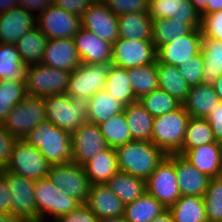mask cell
<instances>
[{
    "label": "cell",
    "instance_id": "obj_28",
    "mask_svg": "<svg viewBox=\"0 0 222 222\" xmlns=\"http://www.w3.org/2000/svg\"><path fill=\"white\" fill-rule=\"evenodd\" d=\"M156 66L158 72V88L166 91L182 104L187 98L190 85L183 78L178 67L161 62H156Z\"/></svg>",
    "mask_w": 222,
    "mask_h": 222
},
{
    "label": "cell",
    "instance_id": "obj_26",
    "mask_svg": "<svg viewBox=\"0 0 222 222\" xmlns=\"http://www.w3.org/2000/svg\"><path fill=\"white\" fill-rule=\"evenodd\" d=\"M90 184H106L119 170L117 155L114 148L97 154L83 165Z\"/></svg>",
    "mask_w": 222,
    "mask_h": 222
},
{
    "label": "cell",
    "instance_id": "obj_31",
    "mask_svg": "<svg viewBox=\"0 0 222 222\" xmlns=\"http://www.w3.org/2000/svg\"><path fill=\"white\" fill-rule=\"evenodd\" d=\"M125 106L105 90L88 99V122L99 125L124 111Z\"/></svg>",
    "mask_w": 222,
    "mask_h": 222
},
{
    "label": "cell",
    "instance_id": "obj_50",
    "mask_svg": "<svg viewBox=\"0 0 222 222\" xmlns=\"http://www.w3.org/2000/svg\"><path fill=\"white\" fill-rule=\"evenodd\" d=\"M16 138L6 131L2 123H0V161L6 165L9 161L12 147Z\"/></svg>",
    "mask_w": 222,
    "mask_h": 222
},
{
    "label": "cell",
    "instance_id": "obj_7",
    "mask_svg": "<svg viewBox=\"0 0 222 222\" xmlns=\"http://www.w3.org/2000/svg\"><path fill=\"white\" fill-rule=\"evenodd\" d=\"M70 73L63 69L42 63L27 66V94L39 98L56 94H66Z\"/></svg>",
    "mask_w": 222,
    "mask_h": 222
},
{
    "label": "cell",
    "instance_id": "obj_38",
    "mask_svg": "<svg viewBox=\"0 0 222 222\" xmlns=\"http://www.w3.org/2000/svg\"><path fill=\"white\" fill-rule=\"evenodd\" d=\"M201 52L204 56L203 82L212 83L222 74V41L202 35Z\"/></svg>",
    "mask_w": 222,
    "mask_h": 222
},
{
    "label": "cell",
    "instance_id": "obj_30",
    "mask_svg": "<svg viewBox=\"0 0 222 222\" xmlns=\"http://www.w3.org/2000/svg\"><path fill=\"white\" fill-rule=\"evenodd\" d=\"M104 90L124 106L138 101L128 77V69L124 67L111 64Z\"/></svg>",
    "mask_w": 222,
    "mask_h": 222
},
{
    "label": "cell",
    "instance_id": "obj_33",
    "mask_svg": "<svg viewBox=\"0 0 222 222\" xmlns=\"http://www.w3.org/2000/svg\"><path fill=\"white\" fill-rule=\"evenodd\" d=\"M166 208L147 191L134 202L125 205L127 222H152Z\"/></svg>",
    "mask_w": 222,
    "mask_h": 222
},
{
    "label": "cell",
    "instance_id": "obj_60",
    "mask_svg": "<svg viewBox=\"0 0 222 222\" xmlns=\"http://www.w3.org/2000/svg\"><path fill=\"white\" fill-rule=\"evenodd\" d=\"M99 222H127L124 216L120 217H107L100 219Z\"/></svg>",
    "mask_w": 222,
    "mask_h": 222
},
{
    "label": "cell",
    "instance_id": "obj_47",
    "mask_svg": "<svg viewBox=\"0 0 222 222\" xmlns=\"http://www.w3.org/2000/svg\"><path fill=\"white\" fill-rule=\"evenodd\" d=\"M201 31L206 38L222 41V10L203 15Z\"/></svg>",
    "mask_w": 222,
    "mask_h": 222
},
{
    "label": "cell",
    "instance_id": "obj_54",
    "mask_svg": "<svg viewBox=\"0 0 222 222\" xmlns=\"http://www.w3.org/2000/svg\"><path fill=\"white\" fill-rule=\"evenodd\" d=\"M222 10V0H208L207 7L200 13L201 16Z\"/></svg>",
    "mask_w": 222,
    "mask_h": 222
},
{
    "label": "cell",
    "instance_id": "obj_39",
    "mask_svg": "<svg viewBox=\"0 0 222 222\" xmlns=\"http://www.w3.org/2000/svg\"><path fill=\"white\" fill-rule=\"evenodd\" d=\"M213 142H216V140L207 119L190 117L187 122L182 148L177 154L183 155L188 149Z\"/></svg>",
    "mask_w": 222,
    "mask_h": 222
},
{
    "label": "cell",
    "instance_id": "obj_19",
    "mask_svg": "<svg viewBox=\"0 0 222 222\" xmlns=\"http://www.w3.org/2000/svg\"><path fill=\"white\" fill-rule=\"evenodd\" d=\"M79 54L81 63L102 64L111 63L112 44L100 39L91 31L81 27L72 38Z\"/></svg>",
    "mask_w": 222,
    "mask_h": 222
},
{
    "label": "cell",
    "instance_id": "obj_32",
    "mask_svg": "<svg viewBox=\"0 0 222 222\" xmlns=\"http://www.w3.org/2000/svg\"><path fill=\"white\" fill-rule=\"evenodd\" d=\"M106 185L125 205L134 202L147 191L144 179L122 171H118Z\"/></svg>",
    "mask_w": 222,
    "mask_h": 222
},
{
    "label": "cell",
    "instance_id": "obj_46",
    "mask_svg": "<svg viewBox=\"0 0 222 222\" xmlns=\"http://www.w3.org/2000/svg\"><path fill=\"white\" fill-rule=\"evenodd\" d=\"M116 15L149 11V0H103Z\"/></svg>",
    "mask_w": 222,
    "mask_h": 222
},
{
    "label": "cell",
    "instance_id": "obj_21",
    "mask_svg": "<svg viewBox=\"0 0 222 222\" xmlns=\"http://www.w3.org/2000/svg\"><path fill=\"white\" fill-rule=\"evenodd\" d=\"M41 63L72 72L81 64V60L73 39L59 38L48 39Z\"/></svg>",
    "mask_w": 222,
    "mask_h": 222
},
{
    "label": "cell",
    "instance_id": "obj_58",
    "mask_svg": "<svg viewBox=\"0 0 222 222\" xmlns=\"http://www.w3.org/2000/svg\"><path fill=\"white\" fill-rule=\"evenodd\" d=\"M0 222H25L23 219L13 214H0Z\"/></svg>",
    "mask_w": 222,
    "mask_h": 222
},
{
    "label": "cell",
    "instance_id": "obj_45",
    "mask_svg": "<svg viewBox=\"0 0 222 222\" xmlns=\"http://www.w3.org/2000/svg\"><path fill=\"white\" fill-rule=\"evenodd\" d=\"M204 56L202 52L196 54L190 60L180 64L178 69L183 78L190 85H198L203 82Z\"/></svg>",
    "mask_w": 222,
    "mask_h": 222
},
{
    "label": "cell",
    "instance_id": "obj_23",
    "mask_svg": "<svg viewBox=\"0 0 222 222\" xmlns=\"http://www.w3.org/2000/svg\"><path fill=\"white\" fill-rule=\"evenodd\" d=\"M175 172L181 196L205 195L210 177L198 171L179 154H175Z\"/></svg>",
    "mask_w": 222,
    "mask_h": 222
},
{
    "label": "cell",
    "instance_id": "obj_15",
    "mask_svg": "<svg viewBox=\"0 0 222 222\" xmlns=\"http://www.w3.org/2000/svg\"><path fill=\"white\" fill-rule=\"evenodd\" d=\"M71 135L72 162L81 166L109 148L97 124L87 122Z\"/></svg>",
    "mask_w": 222,
    "mask_h": 222
},
{
    "label": "cell",
    "instance_id": "obj_35",
    "mask_svg": "<svg viewBox=\"0 0 222 222\" xmlns=\"http://www.w3.org/2000/svg\"><path fill=\"white\" fill-rule=\"evenodd\" d=\"M26 69L15 44L0 43V80L26 81Z\"/></svg>",
    "mask_w": 222,
    "mask_h": 222
},
{
    "label": "cell",
    "instance_id": "obj_48",
    "mask_svg": "<svg viewBox=\"0 0 222 222\" xmlns=\"http://www.w3.org/2000/svg\"><path fill=\"white\" fill-rule=\"evenodd\" d=\"M99 220L85 204H81L70 213L61 215L53 222H99Z\"/></svg>",
    "mask_w": 222,
    "mask_h": 222
},
{
    "label": "cell",
    "instance_id": "obj_42",
    "mask_svg": "<svg viewBox=\"0 0 222 222\" xmlns=\"http://www.w3.org/2000/svg\"><path fill=\"white\" fill-rule=\"evenodd\" d=\"M27 95L26 81L0 80V123Z\"/></svg>",
    "mask_w": 222,
    "mask_h": 222
},
{
    "label": "cell",
    "instance_id": "obj_43",
    "mask_svg": "<svg viewBox=\"0 0 222 222\" xmlns=\"http://www.w3.org/2000/svg\"><path fill=\"white\" fill-rule=\"evenodd\" d=\"M138 101L153 117L169 113L181 105L173 96L159 88L142 96Z\"/></svg>",
    "mask_w": 222,
    "mask_h": 222
},
{
    "label": "cell",
    "instance_id": "obj_5",
    "mask_svg": "<svg viewBox=\"0 0 222 222\" xmlns=\"http://www.w3.org/2000/svg\"><path fill=\"white\" fill-rule=\"evenodd\" d=\"M37 222H53L81 205L55 186L48 177L35 181ZM51 220V221H50Z\"/></svg>",
    "mask_w": 222,
    "mask_h": 222
},
{
    "label": "cell",
    "instance_id": "obj_41",
    "mask_svg": "<svg viewBox=\"0 0 222 222\" xmlns=\"http://www.w3.org/2000/svg\"><path fill=\"white\" fill-rule=\"evenodd\" d=\"M128 77L137 99L158 89V72L156 63L129 68Z\"/></svg>",
    "mask_w": 222,
    "mask_h": 222
},
{
    "label": "cell",
    "instance_id": "obj_8",
    "mask_svg": "<svg viewBox=\"0 0 222 222\" xmlns=\"http://www.w3.org/2000/svg\"><path fill=\"white\" fill-rule=\"evenodd\" d=\"M49 168L50 164L39 149L23 139H16L9 161L5 165V171L34 181L46 178Z\"/></svg>",
    "mask_w": 222,
    "mask_h": 222
},
{
    "label": "cell",
    "instance_id": "obj_10",
    "mask_svg": "<svg viewBox=\"0 0 222 222\" xmlns=\"http://www.w3.org/2000/svg\"><path fill=\"white\" fill-rule=\"evenodd\" d=\"M146 189L166 209L181 197L175 172V154H168L150 174Z\"/></svg>",
    "mask_w": 222,
    "mask_h": 222
},
{
    "label": "cell",
    "instance_id": "obj_27",
    "mask_svg": "<svg viewBox=\"0 0 222 222\" xmlns=\"http://www.w3.org/2000/svg\"><path fill=\"white\" fill-rule=\"evenodd\" d=\"M119 37L131 40H151L152 19L148 12L118 16Z\"/></svg>",
    "mask_w": 222,
    "mask_h": 222
},
{
    "label": "cell",
    "instance_id": "obj_18",
    "mask_svg": "<svg viewBox=\"0 0 222 222\" xmlns=\"http://www.w3.org/2000/svg\"><path fill=\"white\" fill-rule=\"evenodd\" d=\"M151 19L170 18L201 29L202 16L189 0H149Z\"/></svg>",
    "mask_w": 222,
    "mask_h": 222
},
{
    "label": "cell",
    "instance_id": "obj_61",
    "mask_svg": "<svg viewBox=\"0 0 222 222\" xmlns=\"http://www.w3.org/2000/svg\"><path fill=\"white\" fill-rule=\"evenodd\" d=\"M5 170V165L0 161V173Z\"/></svg>",
    "mask_w": 222,
    "mask_h": 222
},
{
    "label": "cell",
    "instance_id": "obj_17",
    "mask_svg": "<svg viewBox=\"0 0 222 222\" xmlns=\"http://www.w3.org/2000/svg\"><path fill=\"white\" fill-rule=\"evenodd\" d=\"M202 31L193 29L190 33L177 38L157 49V62L178 67L201 52Z\"/></svg>",
    "mask_w": 222,
    "mask_h": 222
},
{
    "label": "cell",
    "instance_id": "obj_34",
    "mask_svg": "<svg viewBox=\"0 0 222 222\" xmlns=\"http://www.w3.org/2000/svg\"><path fill=\"white\" fill-rule=\"evenodd\" d=\"M47 41V36L38 27H35L19 38L15 43V47L26 66L42 62Z\"/></svg>",
    "mask_w": 222,
    "mask_h": 222
},
{
    "label": "cell",
    "instance_id": "obj_20",
    "mask_svg": "<svg viewBox=\"0 0 222 222\" xmlns=\"http://www.w3.org/2000/svg\"><path fill=\"white\" fill-rule=\"evenodd\" d=\"M37 27L36 14L16 7L0 13V43L15 44L25 33Z\"/></svg>",
    "mask_w": 222,
    "mask_h": 222
},
{
    "label": "cell",
    "instance_id": "obj_52",
    "mask_svg": "<svg viewBox=\"0 0 222 222\" xmlns=\"http://www.w3.org/2000/svg\"><path fill=\"white\" fill-rule=\"evenodd\" d=\"M19 7L24 8L27 12L38 15L43 12L50 4L53 3V0H18ZM35 12V13H34Z\"/></svg>",
    "mask_w": 222,
    "mask_h": 222
},
{
    "label": "cell",
    "instance_id": "obj_13",
    "mask_svg": "<svg viewBox=\"0 0 222 222\" xmlns=\"http://www.w3.org/2000/svg\"><path fill=\"white\" fill-rule=\"evenodd\" d=\"M157 62V48L152 40L118 37L112 44L111 64L129 69Z\"/></svg>",
    "mask_w": 222,
    "mask_h": 222
},
{
    "label": "cell",
    "instance_id": "obj_14",
    "mask_svg": "<svg viewBox=\"0 0 222 222\" xmlns=\"http://www.w3.org/2000/svg\"><path fill=\"white\" fill-rule=\"evenodd\" d=\"M37 27L48 39L73 38L81 29V17L50 4L36 15Z\"/></svg>",
    "mask_w": 222,
    "mask_h": 222
},
{
    "label": "cell",
    "instance_id": "obj_59",
    "mask_svg": "<svg viewBox=\"0 0 222 222\" xmlns=\"http://www.w3.org/2000/svg\"><path fill=\"white\" fill-rule=\"evenodd\" d=\"M193 6L201 13L206 7L208 0H189Z\"/></svg>",
    "mask_w": 222,
    "mask_h": 222
},
{
    "label": "cell",
    "instance_id": "obj_16",
    "mask_svg": "<svg viewBox=\"0 0 222 222\" xmlns=\"http://www.w3.org/2000/svg\"><path fill=\"white\" fill-rule=\"evenodd\" d=\"M82 27L113 44L119 37L118 16L103 0H96L81 16Z\"/></svg>",
    "mask_w": 222,
    "mask_h": 222
},
{
    "label": "cell",
    "instance_id": "obj_29",
    "mask_svg": "<svg viewBox=\"0 0 222 222\" xmlns=\"http://www.w3.org/2000/svg\"><path fill=\"white\" fill-rule=\"evenodd\" d=\"M125 117L133 141H151L154 117L139 103H131L124 108Z\"/></svg>",
    "mask_w": 222,
    "mask_h": 222
},
{
    "label": "cell",
    "instance_id": "obj_44",
    "mask_svg": "<svg viewBox=\"0 0 222 222\" xmlns=\"http://www.w3.org/2000/svg\"><path fill=\"white\" fill-rule=\"evenodd\" d=\"M208 222H222V177L210 178L203 196Z\"/></svg>",
    "mask_w": 222,
    "mask_h": 222
},
{
    "label": "cell",
    "instance_id": "obj_22",
    "mask_svg": "<svg viewBox=\"0 0 222 222\" xmlns=\"http://www.w3.org/2000/svg\"><path fill=\"white\" fill-rule=\"evenodd\" d=\"M85 205L99 219L124 216L125 204L106 184L91 185Z\"/></svg>",
    "mask_w": 222,
    "mask_h": 222
},
{
    "label": "cell",
    "instance_id": "obj_62",
    "mask_svg": "<svg viewBox=\"0 0 222 222\" xmlns=\"http://www.w3.org/2000/svg\"><path fill=\"white\" fill-rule=\"evenodd\" d=\"M221 156H222V148H221ZM220 177H222V158H221Z\"/></svg>",
    "mask_w": 222,
    "mask_h": 222
},
{
    "label": "cell",
    "instance_id": "obj_4",
    "mask_svg": "<svg viewBox=\"0 0 222 222\" xmlns=\"http://www.w3.org/2000/svg\"><path fill=\"white\" fill-rule=\"evenodd\" d=\"M189 118L182 104L169 113L154 117L151 142L167 155L177 154L182 148Z\"/></svg>",
    "mask_w": 222,
    "mask_h": 222
},
{
    "label": "cell",
    "instance_id": "obj_37",
    "mask_svg": "<svg viewBox=\"0 0 222 222\" xmlns=\"http://www.w3.org/2000/svg\"><path fill=\"white\" fill-rule=\"evenodd\" d=\"M152 29L151 40L157 49L193 30L189 24L170 18L153 19Z\"/></svg>",
    "mask_w": 222,
    "mask_h": 222
},
{
    "label": "cell",
    "instance_id": "obj_53",
    "mask_svg": "<svg viewBox=\"0 0 222 222\" xmlns=\"http://www.w3.org/2000/svg\"><path fill=\"white\" fill-rule=\"evenodd\" d=\"M0 214H11V193L0 175Z\"/></svg>",
    "mask_w": 222,
    "mask_h": 222
},
{
    "label": "cell",
    "instance_id": "obj_9",
    "mask_svg": "<svg viewBox=\"0 0 222 222\" xmlns=\"http://www.w3.org/2000/svg\"><path fill=\"white\" fill-rule=\"evenodd\" d=\"M0 175L11 193V214L25 222H37L35 181L5 170Z\"/></svg>",
    "mask_w": 222,
    "mask_h": 222
},
{
    "label": "cell",
    "instance_id": "obj_6",
    "mask_svg": "<svg viewBox=\"0 0 222 222\" xmlns=\"http://www.w3.org/2000/svg\"><path fill=\"white\" fill-rule=\"evenodd\" d=\"M46 120L44 98L27 95L12 108L2 124L16 139H24L38 124Z\"/></svg>",
    "mask_w": 222,
    "mask_h": 222
},
{
    "label": "cell",
    "instance_id": "obj_56",
    "mask_svg": "<svg viewBox=\"0 0 222 222\" xmlns=\"http://www.w3.org/2000/svg\"><path fill=\"white\" fill-rule=\"evenodd\" d=\"M152 222H174V221L171 212L168 209H166L164 212L158 215Z\"/></svg>",
    "mask_w": 222,
    "mask_h": 222
},
{
    "label": "cell",
    "instance_id": "obj_12",
    "mask_svg": "<svg viewBox=\"0 0 222 222\" xmlns=\"http://www.w3.org/2000/svg\"><path fill=\"white\" fill-rule=\"evenodd\" d=\"M47 177L80 204L86 203L91 184L83 166L74 162L50 165Z\"/></svg>",
    "mask_w": 222,
    "mask_h": 222
},
{
    "label": "cell",
    "instance_id": "obj_49",
    "mask_svg": "<svg viewBox=\"0 0 222 222\" xmlns=\"http://www.w3.org/2000/svg\"><path fill=\"white\" fill-rule=\"evenodd\" d=\"M95 1L96 0H53V4L81 17L85 10Z\"/></svg>",
    "mask_w": 222,
    "mask_h": 222
},
{
    "label": "cell",
    "instance_id": "obj_51",
    "mask_svg": "<svg viewBox=\"0 0 222 222\" xmlns=\"http://www.w3.org/2000/svg\"><path fill=\"white\" fill-rule=\"evenodd\" d=\"M211 126L216 142L222 143V102L206 117Z\"/></svg>",
    "mask_w": 222,
    "mask_h": 222
},
{
    "label": "cell",
    "instance_id": "obj_24",
    "mask_svg": "<svg viewBox=\"0 0 222 222\" xmlns=\"http://www.w3.org/2000/svg\"><path fill=\"white\" fill-rule=\"evenodd\" d=\"M220 103L212 83L202 82L190 86L187 98L182 103L190 117L206 118Z\"/></svg>",
    "mask_w": 222,
    "mask_h": 222
},
{
    "label": "cell",
    "instance_id": "obj_55",
    "mask_svg": "<svg viewBox=\"0 0 222 222\" xmlns=\"http://www.w3.org/2000/svg\"><path fill=\"white\" fill-rule=\"evenodd\" d=\"M19 7L18 0H0V13Z\"/></svg>",
    "mask_w": 222,
    "mask_h": 222
},
{
    "label": "cell",
    "instance_id": "obj_3",
    "mask_svg": "<svg viewBox=\"0 0 222 222\" xmlns=\"http://www.w3.org/2000/svg\"><path fill=\"white\" fill-rule=\"evenodd\" d=\"M44 100L46 119L56 127L72 134L88 122V100L67 94L51 95Z\"/></svg>",
    "mask_w": 222,
    "mask_h": 222
},
{
    "label": "cell",
    "instance_id": "obj_36",
    "mask_svg": "<svg viewBox=\"0 0 222 222\" xmlns=\"http://www.w3.org/2000/svg\"><path fill=\"white\" fill-rule=\"evenodd\" d=\"M168 210L174 222H208L203 197L181 196Z\"/></svg>",
    "mask_w": 222,
    "mask_h": 222
},
{
    "label": "cell",
    "instance_id": "obj_25",
    "mask_svg": "<svg viewBox=\"0 0 222 222\" xmlns=\"http://www.w3.org/2000/svg\"><path fill=\"white\" fill-rule=\"evenodd\" d=\"M222 143L213 142L188 149L182 156L210 178L220 177Z\"/></svg>",
    "mask_w": 222,
    "mask_h": 222
},
{
    "label": "cell",
    "instance_id": "obj_57",
    "mask_svg": "<svg viewBox=\"0 0 222 222\" xmlns=\"http://www.w3.org/2000/svg\"><path fill=\"white\" fill-rule=\"evenodd\" d=\"M212 84L220 102H222V74Z\"/></svg>",
    "mask_w": 222,
    "mask_h": 222
},
{
    "label": "cell",
    "instance_id": "obj_2",
    "mask_svg": "<svg viewBox=\"0 0 222 222\" xmlns=\"http://www.w3.org/2000/svg\"><path fill=\"white\" fill-rule=\"evenodd\" d=\"M115 150L118 170L145 181L167 156L151 141H131Z\"/></svg>",
    "mask_w": 222,
    "mask_h": 222
},
{
    "label": "cell",
    "instance_id": "obj_40",
    "mask_svg": "<svg viewBox=\"0 0 222 222\" xmlns=\"http://www.w3.org/2000/svg\"><path fill=\"white\" fill-rule=\"evenodd\" d=\"M100 131L108 146L116 149L132 140L124 111L100 123Z\"/></svg>",
    "mask_w": 222,
    "mask_h": 222
},
{
    "label": "cell",
    "instance_id": "obj_1",
    "mask_svg": "<svg viewBox=\"0 0 222 222\" xmlns=\"http://www.w3.org/2000/svg\"><path fill=\"white\" fill-rule=\"evenodd\" d=\"M23 140L39 149L50 165L72 162L71 133L54 126L48 120L38 124Z\"/></svg>",
    "mask_w": 222,
    "mask_h": 222
},
{
    "label": "cell",
    "instance_id": "obj_11",
    "mask_svg": "<svg viewBox=\"0 0 222 222\" xmlns=\"http://www.w3.org/2000/svg\"><path fill=\"white\" fill-rule=\"evenodd\" d=\"M111 63H81L70 73L66 94L69 97L90 99L96 92L104 90Z\"/></svg>",
    "mask_w": 222,
    "mask_h": 222
}]
</instances>
